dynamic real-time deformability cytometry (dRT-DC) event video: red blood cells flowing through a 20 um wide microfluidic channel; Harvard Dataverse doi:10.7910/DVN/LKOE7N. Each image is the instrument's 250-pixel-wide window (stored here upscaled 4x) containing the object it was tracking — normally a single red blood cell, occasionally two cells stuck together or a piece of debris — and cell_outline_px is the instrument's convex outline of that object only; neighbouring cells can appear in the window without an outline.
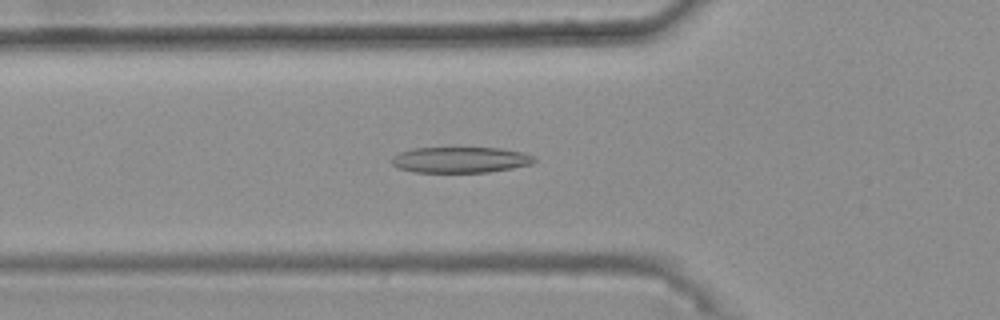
{"species": "common noctule bat (a hibernating species)", "species_latin": "Nyctalus noctula", "temperature_condition": "warm", "stored_images_in_passage": 35, "camera_frame_rate_fps": 3000, "um_per_image_px": 0.085, "animal": {"sex": "female", "body_mass_g": 25.1}, "frame": {"image": 1, "passage_image": 7, "time_ms": 2.0, "image_size_px": [1000, 320], "cell_outline_px": [[536, 160], [532, 164], [512, 168], [488, 172], [412, 172], [400, 168], [392, 164], [392, 156], [400, 152], [412, 148], [500, 148], [524, 152], [536, 156]], "centroid_in_image_um": [39.16, 13.58], "position_along_channel_um": 86.6, "area_um2": 21.56}}
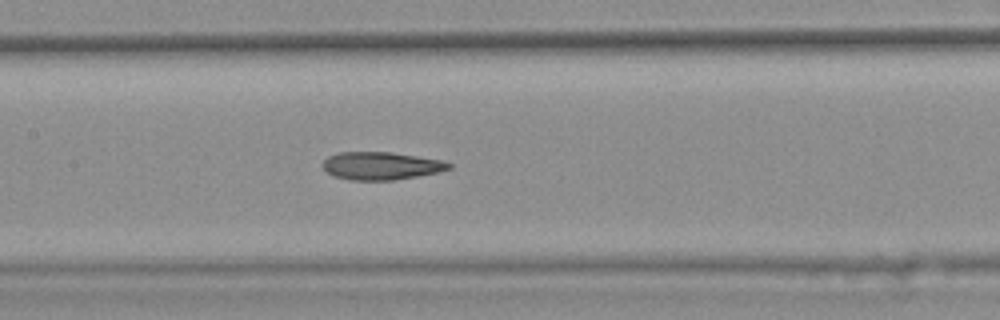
{"frame": {"image": 2, "passage_image": 14, "time_ms": 4.333, "image_size_px": [1000, 320], "cell_outline_px": [[452, 168], [436, 172], [416, 176], [392, 180], [352, 180], [332, 176], [324, 168], [324, 160], [328, 156], [340, 152], [388, 152], [444, 160], [452, 164]], "centroid_in_image_um": [32.4, 14.09], "position_along_channel_um": 175.0, "area_um2": 20.23}}
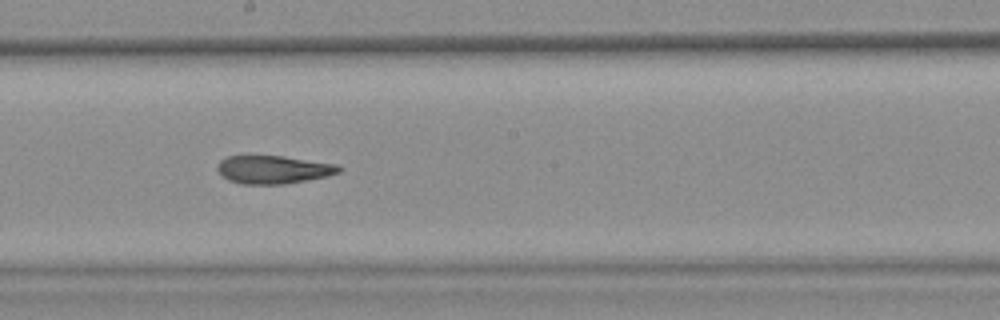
{"frame": {"image": 3, "passage_image": 18, "time_ms": 5.667, "image_size_px": [1000, 320], "cell_outline_px": [[344, 168], [340, 172], [328, 176], [284, 184], [240, 184], [228, 180], [216, 168], [216, 164], [220, 160], [228, 156], [284, 156], [336, 164]], "centroid_in_image_um": [23.24, 14.41], "position_along_channel_um": 225.0, "area_um2": 19.94}, "authors_computed_cell_mechanics": {"area_um2": 20.6346, "velocity_mm_per_s": 3.7687, "shape_relaxation_time_tau1_ms": null, "shape_relaxation_time_tau2_ms": 2.5608, "deformation_change_tau1": null, "deformation_change_tau2": 0.1113}}